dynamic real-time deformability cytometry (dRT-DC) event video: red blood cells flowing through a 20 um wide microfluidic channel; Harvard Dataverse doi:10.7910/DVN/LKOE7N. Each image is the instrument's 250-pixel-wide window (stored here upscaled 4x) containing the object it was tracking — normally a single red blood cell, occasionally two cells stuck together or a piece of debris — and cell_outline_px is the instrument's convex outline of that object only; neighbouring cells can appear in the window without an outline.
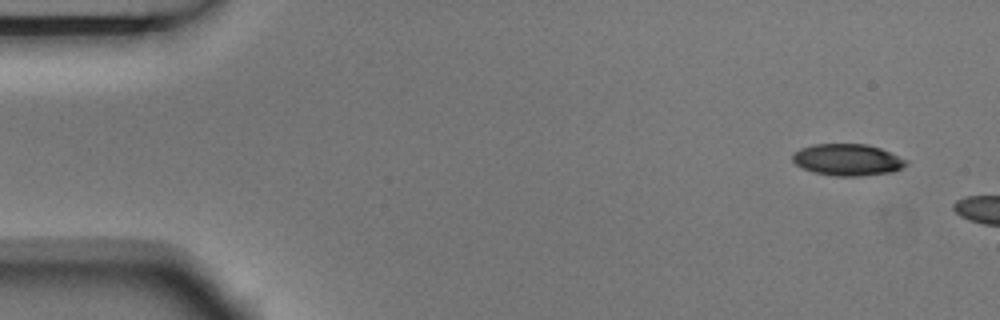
{"species": "Egyptian fruit bat (a non-hibernating species)", "species_latin": "Rousettus aegyptiacus", "temperature_condition": "room temperature", "stored_images_in_passage": 6, "camera_frame_rate_fps": 3000, "um_per_image_px": 0.085, "animal": {"sex": "male"}, "frame": {"image": 1, "passage_image": 6, "time_ms": 1.667, "image_size_px": [1000, 320], "cell_outline_px": [[908, 164], [892, 172], [860, 176], [836, 176], [812, 172], [800, 168], [792, 160], [792, 156], [800, 148], [812, 144], [868, 144], [880, 148], [908, 160]], "centroid_in_image_um": [72.02, 13.58], "position_along_channel_um": 13.0, "area_um2": 21.04}}